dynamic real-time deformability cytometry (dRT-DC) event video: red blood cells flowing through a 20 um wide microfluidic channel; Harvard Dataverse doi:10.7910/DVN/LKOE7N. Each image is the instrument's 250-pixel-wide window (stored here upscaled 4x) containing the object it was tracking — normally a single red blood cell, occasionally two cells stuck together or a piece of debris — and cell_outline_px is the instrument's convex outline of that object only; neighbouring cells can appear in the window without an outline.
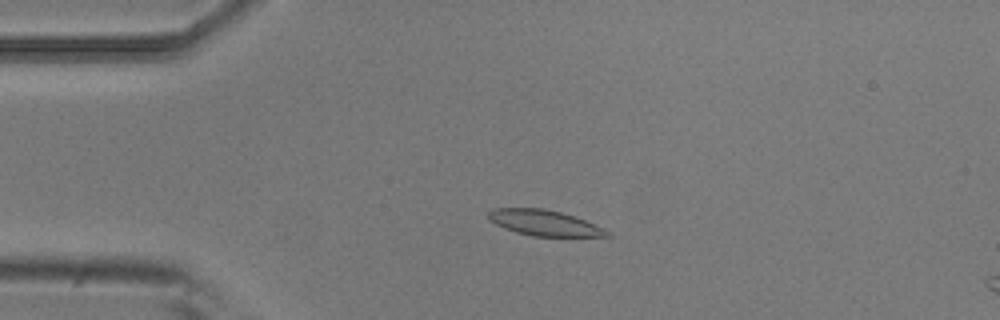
{"species": "common noctule bat (a hibernating species)", "species_latin": "Nyctalus noctula", "temperature_condition": "room temperature", "stored_images_in_passage": 3, "camera_frame_rate_fps": 3000, "um_per_image_px": 0.085, "animal": {"sex": "male", "body_mass_g": 20.5, "forearm_length_mm": 52.5}, "frame": {"image": 1, "passage_image": 2, "time_ms": 0.333, "image_size_px": [1000, 320], "cell_outline_px": [[612, 236], [532, 236], [516, 232], [504, 228], [488, 220], [488, 212], [492, 208], [544, 208], [560, 212], [584, 220], [604, 228], [612, 232]], "centroid_in_image_um": [46.25, 18.94], "position_along_channel_um": 38.8, "area_um2": 17.69}}